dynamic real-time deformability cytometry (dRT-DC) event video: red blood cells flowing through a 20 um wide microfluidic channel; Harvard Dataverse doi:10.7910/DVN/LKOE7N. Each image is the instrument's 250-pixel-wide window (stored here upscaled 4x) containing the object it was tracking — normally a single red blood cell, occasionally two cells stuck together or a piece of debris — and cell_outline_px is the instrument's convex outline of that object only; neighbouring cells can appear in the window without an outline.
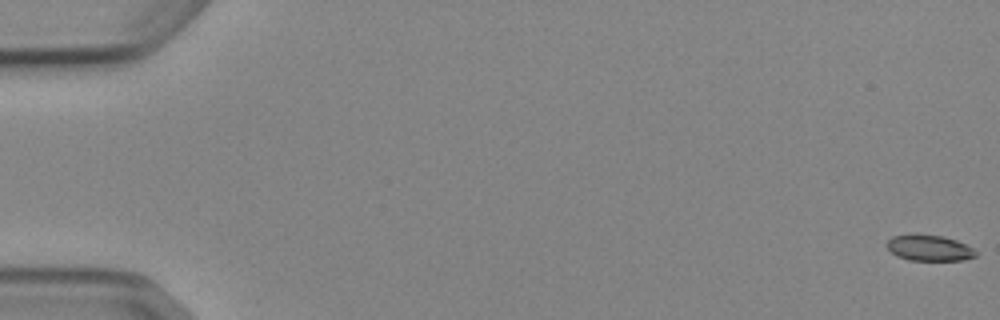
{"species": "Egyptian fruit bat (a non-hibernating species)", "species_latin": "Rousettus aegyptiacus", "temperature_condition": "cold", "stored_images_in_passage": 55, "segment_of_instrument_passage": [1, 2], "camera_frame_rate_fps": 3000, "um_per_image_px": 0.085, "animal": {"sex": "female"}, "frame": {"image": 1, "passage_image": 1, "time_ms": 0.0, "image_size_px": [1000, 320], "cell_outline_px": [[976, 256], [964, 260], [908, 260], [896, 256], [888, 248], [888, 240], [892, 236], [912, 232], [944, 236], [956, 240], [972, 248], [976, 252]], "centroid_in_image_um": [78.95, 21.04], "position_along_channel_um": 6.1, "area_um2": 13.64}}
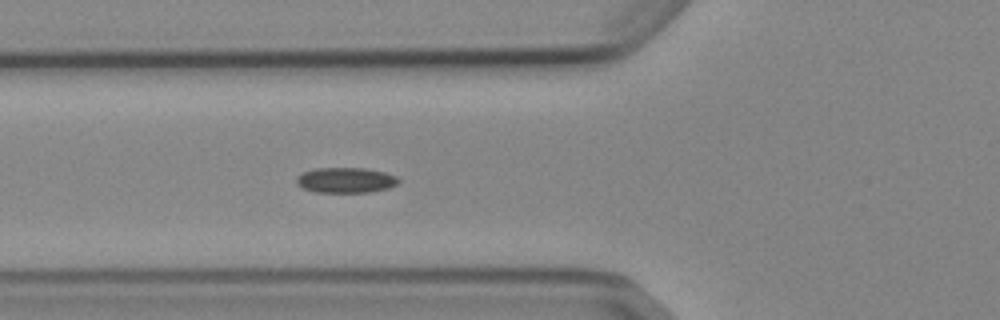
{"frame": {"image": 2, "passage_image": 21, "time_ms": 6.667, "image_size_px": [1000, 320], "cell_outline_px": [[400, 180], [396, 184], [388, 188], [368, 192], [316, 192], [304, 188], [296, 184], [296, 176], [304, 172], [316, 168], [364, 168], [384, 172], [396, 176]], "centroid_in_image_um": [29.37, 15.31], "position_along_channel_um": 96.4, "area_um2": 14.97}}
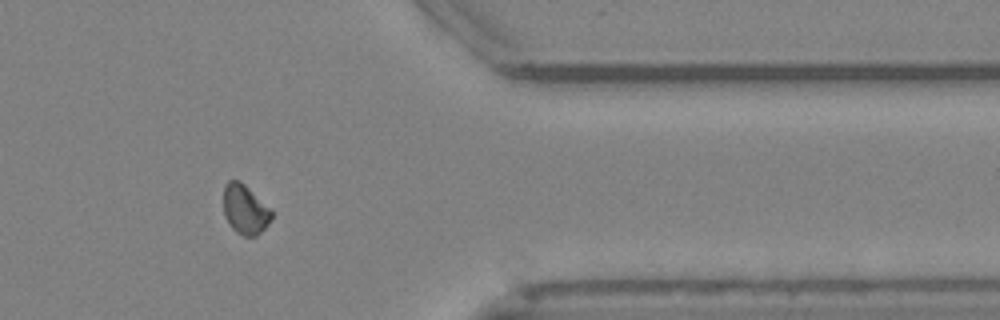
{"frame": {"image": 3, "passage_image": 45, "time_ms": 14.667, "image_size_px": [1000, 320], "cell_outline_px": [[272, 220], [256, 236], [244, 236], [236, 232], [232, 228], [224, 216], [224, 184], [228, 180], [240, 180], [272, 212]], "centroid_in_image_um": [20.8, 17.81], "position_along_channel_um": 390.6, "area_um2": 13.64}}